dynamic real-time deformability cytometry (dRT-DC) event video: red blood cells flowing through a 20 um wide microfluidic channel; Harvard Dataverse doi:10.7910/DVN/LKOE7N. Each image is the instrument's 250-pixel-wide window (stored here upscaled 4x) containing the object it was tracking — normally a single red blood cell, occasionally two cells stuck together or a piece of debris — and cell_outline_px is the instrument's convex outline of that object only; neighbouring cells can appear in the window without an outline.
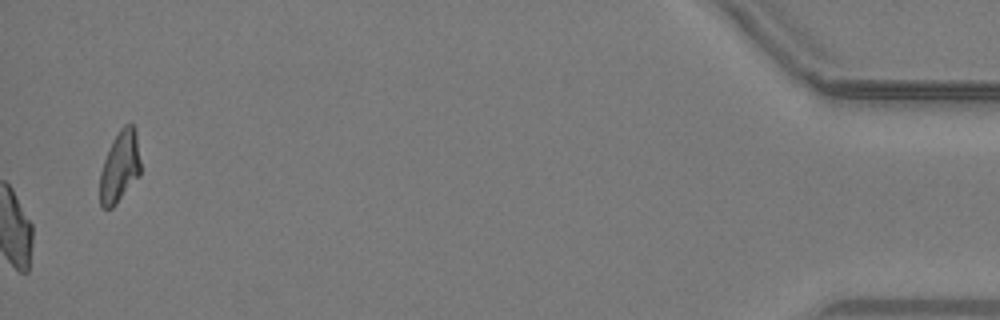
{"species": "common noctule bat (a hibernating species)", "species_latin": "Nyctalus noctula", "temperature_condition": "warm", "stored_images_in_passage": 42, "camera_frame_rate_fps": 3000, "um_per_image_px": 0.085, "animal": {"sex": "male", "body_mass_g": 19.2, "forearm_length_mm": 51.8}, "frame": {"image": 1, "passage_image": 42, "time_ms": 13.667, "image_size_px": [1000, 320], "cell_outline_px": [[140, 176], [116, 204], [112, 208], [100, 208], [100, 172], [104, 160], [112, 140], [120, 128], [124, 124], [132, 124], [136, 128], [140, 160]], "centroid_in_image_um": [10.19, 14.17], "position_along_channel_um": 425.0, "area_um2": 17.11}}